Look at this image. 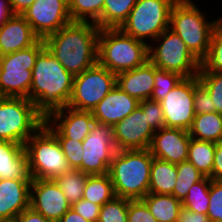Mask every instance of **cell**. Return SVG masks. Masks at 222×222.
<instances>
[{
	"label": "cell",
	"instance_id": "10",
	"mask_svg": "<svg viewBox=\"0 0 222 222\" xmlns=\"http://www.w3.org/2000/svg\"><path fill=\"white\" fill-rule=\"evenodd\" d=\"M45 48L44 40L34 45L4 55L0 71V96L29 99L32 84V69L38 54Z\"/></svg>",
	"mask_w": 222,
	"mask_h": 222
},
{
	"label": "cell",
	"instance_id": "51",
	"mask_svg": "<svg viewBox=\"0 0 222 222\" xmlns=\"http://www.w3.org/2000/svg\"><path fill=\"white\" fill-rule=\"evenodd\" d=\"M3 60H4V54L0 50V71L2 69Z\"/></svg>",
	"mask_w": 222,
	"mask_h": 222
},
{
	"label": "cell",
	"instance_id": "25",
	"mask_svg": "<svg viewBox=\"0 0 222 222\" xmlns=\"http://www.w3.org/2000/svg\"><path fill=\"white\" fill-rule=\"evenodd\" d=\"M141 200L157 222H177L182 202L173 195L148 193Z\"/></svg>",
	"mask_w": 222,
	"mask_h": 222
},
{
	"label": "cell",
	"instance_id": "24",
	"mask_svg": "<svg viewBox=\"0 0 222 222\" xmlns=\"http://www.w3.org/2000/svg\"><path fill=\"white\" fill-rule=\"evenodd\" d=\"M177 175L176 164L153 157L148 193L172 195Z\"/></svg>",
	"mask_w": 222,
	"mask_h": 222
},
{
	"label": "cell",
	"instance_id": "31",
	"mask_svg": "<svg viewBox=\"0 0 222 222\" xmlns=\"http://www.w3.org/2000/svg\"><path fill=\"white\" fill-rule=\"evenodd\" d=\"M222 71V15L218 19L206 57L201 61L199 73Z\"/></svg>",
	"mask_w": 222,
	"mask_h": 222
},
{
	"label": "cell",
	"instance_id": "41",
	"mask_svg": "<svg viewBox=\"0 0 222 222\" xmlns=\"http://www.w3.org/2000/svg\"><path fill=\"white\" fill-rule=\"evenodd\" d=\"M212 99L207 89L199 82L198 76H194V110L195 114L212 112Z\"/></svg>",
	"mask_w": 222,
	"mask_h": 222
},
{
	"label": "cell",
	"instance_id": "9",
	"mask_svg": "<svg viewBox=\"0 0 222 222\" xmlns=\"http://www.w3.org/2000/svg\"><path fill=\"white\" fill-rule=\"evenodd\" d=\"M148 51L149 61L159 69L178 73L184 78L197 76L199 73L201 62L169 28L149 44Z\"/></svg>",
	"mask_w": 222,
	"mask_h": 222
},
{
	"label": "cell",
	"instance_id": "11",
	"mask_svg": "<svg viewBox=\"0 0 222 222\" xmlns=\"http://www.w3.org/2000/svg\"><path fill=\"white\" fill-rule=\"evenodd\" d=\"M117 85V75L98 63L74 76L68 107L79 111H92Z\"/></svg>",
	"mask_w": 222,
	"mask_h": 222
},
{
	"label": "cell",
	"instance_id": "6",
	"mask_svg": "<svg viewBox=\"0 0 222 222\" xmlns=\"http://www.w3.org/2000/svg\"><path fill=\"white\" fill-rule=\"evenodd\" d=\"M24 146L31 179H54L71 170L59 141L44 124Z\"/></svg>",
	"mask_w": 222,
	"mask_h": 222
},
{
	"label": "cell",
	"instance_id": "20",
	"mask_svg": "<svg viewBox=\"0 0 222 222\" xmlns=\"http://www.w3.org/2000/svg\"><path fill=\"white\" fill-rule=\"evenodd\" d=\"M32 179H0V219L16 218L30 207Z\"/></svg>",
	"mask_w": 222,
	"mask_h": 222
},
{
	"label": "cell",
	"instance_id": "16",
	"mask_svg": "<svg viewBox=\"0 0 222 222\" xmlns=\"http://www.w3.org/2000/svg\"><path fill=\"white\" fill-rule=\"evenodd\" d=\"M30 207L49 221L57 222L71 204L54 179H32Z\"/></svg>",
	"mask_w": 222,
	"mask_h": 222
},
{
	"label": "cell",
	"instance_id": "12",
	"mask_svg": "<svg viewBox=\"0 0 222 222\" xmlns=\"http://www.w3.org/2000/svg\"><path fill=\"white\" fill-rule=\"evenodd\" d=\"M81 171L88 175H105L117 148L113 138V126L95 122L82 141Z\"/></svg>",
	"mask_w": 222,
	"mask_h": 222
},
{
	"label": "cell",
	"instance_id": "30",
	"mask_svg": "<svg viewBox=\"0 0 222 222\" xmlns=\"http://www.w3.org/2000/svg\"><path fill=\"white\" fill-rule=\"evenodd\" d=\"M88 176L81 170L71 169L54 178L71 206L82 199Z\"/></svg>",
	"mask_w": 222,
	"mask_h": 222
},
{
	"label": "cell",
	"instance_id": "35",
	"mask_svg": "<svg viewBox=\"0 0 222 222\" xmlns=\"http://www.w3.org/2000/svg\"><path fill=\"white\" fill-rule=\"evenodd\" d=\"M183 78L178 73L168 72L155 66L154 89L150 99L161 101Z\"/></svg>",
	"mask_w": 222,
	"mask_h": 222
},
{
	"label": "cell",
	"instance_id": "28",
	"mask_svg": "<svg viewBox=\"0 0 222 222\" xmlns=\"http://www.w3.org/2000/svg\"><path fill=\"white\" fill-rule=\"evenodd\" d=\"M215 153V143L190 139L188 150V161L205 177L212 180V168Z\"/></svg>",
	"mask_w": 222,
	"mask_h": 222
},
{
	"label": "cell",
	"instance_id": "42",
	"mask_svg": "<svg viewBox=\"0 0 222 222\" xmlns=\"http://www.w3.org/2000/svg\"><path fill=\"white\" fill-rule=\"evenodd\" d=\"M128 222H157L146 204L141 200L128 199Z\"/></svg>",
	"mask_w": 222,
	"mask_h": 222
},
{
	"label": "cell",
	"instance_id": "4",
	"mask_svg": "<svg viewBox=\"0 0 222 222\" xmlns=\"http://www.w3.org/2000/svg\"><path fill=\"white\" fill-rule=\"evenodd\" d=\"M196 4L193 0H177L170 12L169 29L201 62L207 55L214 27L221 16L210 21L207 12L200 10L202 6Z\"/></svg>",
	"mask_w": 222,
	"mask_h": 222
},
{
	"label": "cell",
	"instance_id": "46",
	"mask_svg": "<svg viewBox=\"0 0 222 222\" xmlns=\"http://www.w3.org/2000/svg\"><path fill=\"white\" fill-rule=\"evenodd\" d=\"M16 218L18 222H51L31 207L22 211Z\"/></svg>",
	"mask_w": 222,
	"mask_h": 222
},
{
	"label": "cell",
	"instance_id": "27",
	"mask_svg": "<svg viewBox=\"0 0 222 222\" xmlns=\"http://www.w3.org/2000/svg\"><path fill=\"white\" fill-rule=\"evenodd\" d=\"M136 2L137 0H105L101 17L95 24L100 29L120 28Z\"/></svg>",
	"mask_w": 222,
	"mask_h": 222
},
{
	"label": "cell",
	"instance_id": "38",
	"mask_svg": "<svg viewBox=\"0 0 222 222\" xmlns=\"http://www.w3.org/2000/svg\"><path fill=\"white\" fill-rule=\"evenodd\" d=\"M207 216L210 222H222V181L210 182Z\"/></svg>",
	"mask_w": 222,
	"mask_h": 222
},
{
	"label": "cell",
	"instance_id": "5",
	"mask_svg": "<svg viewBox=\"0 0 222 222\" xmlns=\"http://www.w3.org/2000/svg\"><path fill=\"white\" fill-rule=\"evenodd\" d=\"M149 60L148 45L120 28L100 29L97 63L114 74L135 69Z\"/></svg>",
	"mask_w": 222,
	"mask_h": 222
},
{
	"label": "cell",
	"instance_id": "15",
	"mask_svg": "<svg viewBox=\"0 0 222 222\" xmlns=\"http://www.w3.org/2000/svg\"><path fill=\"white\" fill-rule=\"evenodd\" d=\"M154 133L155 130L148 123L147 113L140 106L113 126L117 150L149 149Z\"/></svg>",
	"mask_w": 222,
	"mask_h": 222
},
{
	"label": "cell",
	"instance_id": "37",
	"mask_svg": "<svg viewBox=\"0 0 222 222\" xmlns=\"http://www.w3.org/2000/svg\"><path fill=\"white\" fill-rule=\"evenodd\" d=\"M128 199L115 197L100 207L98 222H128Z\"/></svg>",
	"mask_w": 222,
	"mask_h": 222
},
{
	"label": "cell",
	"instance_id": "43",
	"mask_svg": "<svg viewBox=\"0 0 222 222\" xmlns=\"http://www.w3.org/2000/svg\"><path fill=\"white\" fill-rule=\"evenodd\" d=\"M100 207V205L83 198L71 206L72 209L90 222H98Z\"/></svg>",
	"mask_w": 222,
	"mask_h": 222
},
{
	"label": "cell",
	"instance_id": "26",
	"mask_svg": "<svg viewBox=\"0 0 222 222\" xmlns=\"http://www.w3.org/2000/svg\"><path fill=\"white\" fill-rule=\"evenodd\" d=\"M188 131L191 138L216 143L222 138V114H196Z\"/></svg>",
	"mask_w": 222,
	"mask_h": 222
},
{
	"label": "cell",
	"instance_id": "36",
	"mask_svg": "<svg viewBox=\"0 0 222 222\" xmlns=\"http://www.w3.org/2000/svg\"><path fill=\"white\" fill-rule=\"evenodd\" d=\"M197 76L213 101L212 112L222 114V71L198 73Z\"/></svg>",
	"mask_w": 222,
	"mask_h": 222
},
{
	"label": "cell",
	"instance_id": "49",
	"mask_svg": "<svg viewBox=\"0 0 222 222\" xmlns=\"http://www.w3.org/2000/svg\"><path fill=\"white\" fill-rule=\"evenodd\" d=\"M57 222H90L70 208Z\"/></svg>",
	"mask_w": 222,
	"mask_h": 222
},
{
	"label": "cell",
	"instance_id": "21",
	"mask_svg": "<svg viewBox=\"0 0 222 222\" xmlns=\"http://www.w3.org/2000/svg\"><path fill=\"white\" fill-rule=\"evenodd\" d=\"M38 40L31 25L20 14H14L0 28V50L4 55L26 49Z\"/></svg>",
	"mask_w": 222,
	"mask_h": 222
},
{
	"label": "cell",
	"instance_id": "17",
	"mask_svg": "<svg viewBox=\"0 0 222 222\" xmlns=\"http://www.w3.org/2000/svg\"><path fill=\"white\" fill-rule=\"evenodd\" d=\"M95 123L91 111H79L68 106L51 113L44 125L56 136V138H70L83 141Z\"/></svg>",
	"mask_w": 222,
	"mask_h": 222
},
{
	"label": "cell",
	"instance_id": "44",
	"mask_svg": "<svg viewBox=\"0 0 222 222\" xmlns=\"http://www.w3.org/2000/svg\"><path fill=\"white\" fill-rule=\"evenodd\" d=\"M212 180L222 181V140L215 143Z\"/></svg>",
	"mask_w": 222,
	"mask_h": 222
},
{
	"label": "cell",
	"instance_id": "23",
	"mask_svg": "<svg viewBox=\"0 0 222 222\" xmlns=\"http://www.w3.org/2000/svg\"><path fill=\"white\" fill-rule=\"evenodd\" d=\"M0 179H31L24 145L0 141Z\"/></svg>",
	"mask_w": 222,
	"mask_h": 222
},
{
	"label": "cell",
	"instance_id": "1",
	"mask_svg": "<svg viewBox=\"0 0 222 222\" xmlns=\"http://www.w3.org/2000/svg\"><path fill=\"white\" fill-rule=\"evenodd\" d=\"M100 28L91 22H71L44 39L47 50L73 76L97 64Z\"/></svg>",
	"mask_w": 222,
	"mask_h": 222
},
{
	"label": "cell",
	"instance_id": "45",
	"mask_svg": "<svg viewBox=\"0 0 222 222\" xmlns=\"http://www.w3.org/2000/svg\"><path fill=\"white\" fill-rule=\"evenodd\" d=\"M177 222H210V219L206 214L194 212L182 206Z\"/></svg>",
	"mask_w": 222,
	"mask_h": 222
},
{
	"label": "cell",
	"instance_id": "19",
	"mask_svg": "<svg viewBox=\"0 0 222 222\" xmlns=\"http://www.w3.org/2000/svg\"><path fill=\"white\" fill-rule=\"evenodd\" d=\"M139 106V101L129 96L117 85L91 111L95 122L114 126L130 115Z\"/></svg>",
	"mask_w": 222,
	"mask_h": 222
},
{
	"label": "cell",
	"instance_id": "14",
	"mask_svg": "<svg viewBox=\"0 0 222 222\" xmlns=\"http://www.w3.org/2000/svg\"><path fill=\"white\" fill-rule=\"evenodd\" d=\"M159 102L164 113L165 127L189 130L196 115L194 110V76L183 78Z\"/></svg>",
	"mask_w": 222,
	"mask_h": 222
},
{
	"label": "cell",
	"instance_id": "8",
	"mask_svg": "<svg viewBox=\"0 0 222 222\" xmlns=\"http://www.w3.org/2000/svg\"><path fill=\"white\" fill-rule=\"evenodd\" d=\"M176 2L177 0H137L120 29L149 46L169 28L170 12Z\"/></svg>",
	"mask_w": 222,
	"mask_h": 222
},
{
	"label": "cell",
	"instance_id": "29",
	"mask_svg": "<svg viewBox=\"0 0 222 222\" xmlns=\"http://www.w3.org/2000/svg\"><path fill=\"white\" fill-rule=\"evenodd\" d=\"M116 197L109 174L89 175L83 192V199L102 206Z\"/></svg>",
	"mask_w": 222,
	"mask_h": 222
},
{
	"label": "cell",
	"instance_id": "18",
	"mask_svg": "<svg viewBox=\"0 0 222 222\" xmlns=\"http://www.w3.org/2000/svg\"><path fill=\"white\" fill-rule=\"evenodd\" d=\"M190 139L188 130L164 126L155 131L149 151L155 158L174 164L181 163L188 159Z\"/></svg>",
	"mask_w": 222,
	"mask_h": 222
},
{
	"label": "cell",
	"instance_id": "47",
	"mask_svg": "<svg viewBox=\"0 0 222 222\" xmlns=\"http://www.w3.org/2000/svg\"><path fill=\"white\" fill-rule=\"evenodd\" d=\"M14 15L10 0H0V28Z\"/></svg>",
	"mask_w": 222,
	"mask_h": 222
},
{
	"label": "cell",
	"instance_id": "22",
	"mask_svg": "<svg viewBox=\"0 0 222 222\" xmlns=\"http://www.w3.org/2000/svg\"><path fill=\"white\" fill-rule=\"evenodd\" d=\"M155 66L147 60L143 65L117 74V86L129 96L143 101L151 98Z\"/></svg>",
	"mask_w": 222,
	"mask_h": 222
},
{
	"label": "cell",
	"instance_id": "40",
	"mask_svg": "<svg viewBox=\"0 0 222 222\" xmlns=\"http://www.w3.org/2000/svg\"><path fill=\"white\" fill-rule=\"evenodd\" d=\"M139 106L147 113L148 123L156 131L165 126L164 113L160 102L152 99L139 101Z\"/></svg>",
	"mask_w": 222,
	"mask_h": 222
},
{
	"label": "cell",
	"instance_id": "3",
	"mask_svg": "<svg viewBox=\"0 0 222 222\" xmlns=\"http://www.w3.org/2000/svg\"><path fill=\"white\" fill-rule=\"evenodd\" d=\"M153 156L149 149L118 150L109 167L116 197L137 200L149 192Z\"/></svg>",
	"mask_w": 222,
	"mask_h": 222
},
{
	"label": "cell",
	"instance_id": "48",
	"mask_svg": "<svg viewBox=\"0 0 222 222\" xmlns=\"http://www.w3.org/2000/svg\"><path fill=\"white\" fill-rule=\"evenodd\" d=\"M35 0H10V6L14 14L22 15Z\"/></svg>",
	"mask_w": 222,
	"mask_h": 222
},
{
	"label": "cell",
	"instance_id": "32",
	"mask_svg": "<svg viewBox=\"0 0 222 222\" xmlns=\"http://www.w3.org/2000/svg\"><path fill=\"white\" fill-rule=\"evenodd\" d=\"M105 0H68L73 22L96 23L102 14Z\"/></svg>",
	"mask_w": 222,
	"mask_h": 222
},
{
	"label": "cell",
	"instance_id": "7",
	"mask_svg": "<svg viewBox=\"0 0 222 222\" xmlns=\"http://www.w3.org/2000/svg\"><path fill=\"white\" fill-rule=\"evenodd\" d=\"M44 120L28 98H0V141L25 145L44 124Z\"/></svg>",
	"mask_w": 222,
	"mask_h": 222
},
{
	"label": "cell",
	"instance_id": "13",
	"mask_svg": "<svg viewBox=\"0 0 222 222\" xmlns=\"http://www.w3.org/2000/svg\"><path fill=\"white\" fill-rule=\"evenodd\" d=\"M22 16L31 25L35 35L42 40L73 22L68 0H35Z\"/></svg>",
	"mask_w": 222,
	"mask_h": 222
},
{
	"label": "cell",
	"instance_id": "33",
	"mask_svg": "<svg viewBox=\"0 0 222 222\" xmlns=\"http://www.w3.org/2000/svg\"><path fill=\"white\" fill-rule=\"evenodd\" d=\"M176 169L178 175L172 195L182 202L193 184L201 181L205 176L188 160L177 163Z\"/></svg>",
	"mask_w": 222,
	"mask_h": 222
},
{
	"label": "cell",
	"instance_id": "2",
	"mask_svg": "<svg viewBox=\"0 0 222 222\" xmlns=\"http://www.w3.org/2000/svg\"><path fill=\"white\" fill-rule=\"evenodd\" d=\"M74 76L45 47L32 69L29 100L46 119L51 113L68 105Z\"/></svg>",
	"mask_w": 222,
	"mask_h": 222
},
{
	"label": "cell",
	"instance_id": "39",
	"mask_svg": "<svg viewBox=\"0 0 222 222\" xmlns=\"http://www.w3.org/2000/svg\"><path fill=\"white\" fill-rule=\"evenodd\" d=\"M65 158L71 169L81 170V161L83 155L82 141H76L70 138H57Z\"/></svg>",
	"mask_w": 222,
	"mask_h": 222
},
{
	"label": "cell",
	"instance_id": "50",
	"mask_svg": "<svg viewBox=\"0 0 222 222\" xmlns=\"http://www.w3.org/2000/svg\"><path fill=\"white\" fill-rule=\"evenodd\" d=\"M0 222H18L17 218L0 219Z\"/></svg>",
	"mask_w": 222,
	"mask_h": 222
},
{
	"label": "cell",
	"instance_id": "34",
	"mask_svg": "<svg viewBox=\"0 0 222 222\" xmlns=\"http://www.w3.org/2000/svg\"><path fill=\"white\" fill-rule=\"evenodd\" d=\"M210 182L211 179L209 177H204L201 181L193 184L182 201V206L191 211L207 215Z\"/></svg>",
	"mask_w": 222,
	"mask_h": 222
}]
</instances>
